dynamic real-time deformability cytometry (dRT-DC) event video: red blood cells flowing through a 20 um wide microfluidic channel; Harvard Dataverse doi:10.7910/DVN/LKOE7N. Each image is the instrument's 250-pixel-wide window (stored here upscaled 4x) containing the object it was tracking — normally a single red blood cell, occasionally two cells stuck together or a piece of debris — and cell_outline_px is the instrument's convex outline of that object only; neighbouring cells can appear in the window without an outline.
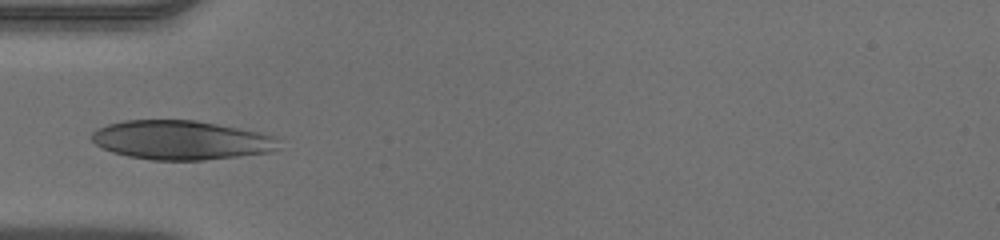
{"species": "human", "species_latin": "Homo sapiens", "temperature_condition": "warm", "stored_images_in_passage": 34, "camera_frame_rate_fps": 3000, "um_per_image_px": 0.085, "donor": {"sex": "male"}, "frame": {"image": 1, "passage_image": 1, "time_ms": 0.0, "image_size_px": [1000, 240], "cell_outline_px": [[280, 148], [268, 152], [204, 160], [152, 160], [128, 156], [112, 152], [96, 144], [92, 140], [92, 132], [108, 124], [124, 120], [196, 120], [260, 132], [272, 136], [276, 140]], "centroid_in_image_um": [15.37, 11.9], "position_along_channel_um": 69.6, "area_um2": 42.31}}
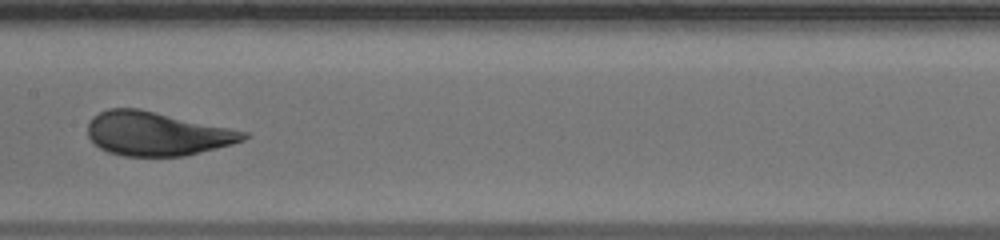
{"frame": {"image": 2, "passage_image": 10, "time_ms": 3.0, "image_size_px": [1000, 240], "cell_outline_px": [[248, 136], [244, 140], [232, 144], [184, 156], [124, 156], [108, 152], [100, 148], [88, 136], [88, 120], [92, 116], [108, 108], [140, 108], [248, 132]], "centroid_in_image_um": [13.3, 11.35], "position_along_channel_um": 194.1, "area_um2": 39.77}}
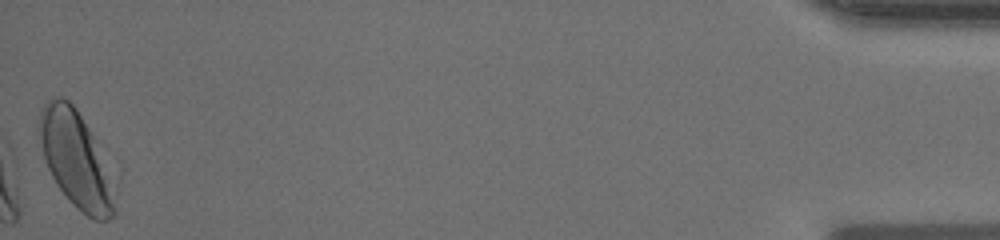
{"frame": {"image": 3, "passage_image": 34, "time_ms": 11.0, "image_size_px": [1000, 240], "cell_outline_px": [[116, 212], [108, 220], [96, 220], [88, 216], [76, 208], [72, 204], [56, 184], [48, 168], [44, 156], [40, 136], [40, 112], [44, 104], [52, 96], [60, 96], [68, 100], [76, 108], [92, 136], [116, 208]], "centroid_in_image_um": [6.35, 13.54], "position_along_channel_um": 428.9, "area_um2": 39.94}}